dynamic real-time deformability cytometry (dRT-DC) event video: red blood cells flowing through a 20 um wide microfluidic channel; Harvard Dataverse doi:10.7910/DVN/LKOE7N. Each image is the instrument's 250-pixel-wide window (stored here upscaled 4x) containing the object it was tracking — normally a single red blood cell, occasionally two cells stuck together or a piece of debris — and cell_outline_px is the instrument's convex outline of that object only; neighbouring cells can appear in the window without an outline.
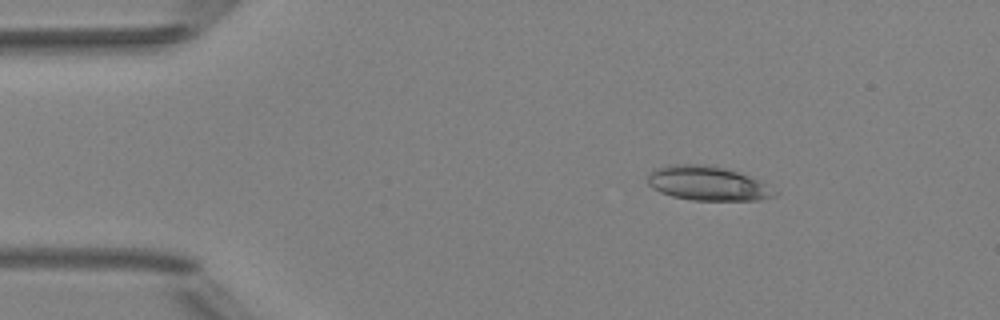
{"species": "Egyptian fruit bat (a non-hibernating species)", "species_latin": "Rousettus aegyptiacus", "temperature_condition": "room temperature", "stored_images_in_passage": 5, "camera_frame_rate_fps": 3000, "um_per_image_px": 0.085, "animal": {"sex": "female"}, "frame": {"image": 1, "passage_image": 3, "time_ms": 2.333, "image_size_px": [1000, 320], "cell_outline_px": [[780, 192], [776, 196], [760, 200], [692, 200], [672, 196], [660, 192], [652, 188], [648, 184], [648, 176], [656, 168], [676, 164], [704, 164], [724, 168], [760, 180]], "centroid_in_image_um": [60.19, 15.6], "position_along_channel_um": 24.8, "area_um2": 25.32}}